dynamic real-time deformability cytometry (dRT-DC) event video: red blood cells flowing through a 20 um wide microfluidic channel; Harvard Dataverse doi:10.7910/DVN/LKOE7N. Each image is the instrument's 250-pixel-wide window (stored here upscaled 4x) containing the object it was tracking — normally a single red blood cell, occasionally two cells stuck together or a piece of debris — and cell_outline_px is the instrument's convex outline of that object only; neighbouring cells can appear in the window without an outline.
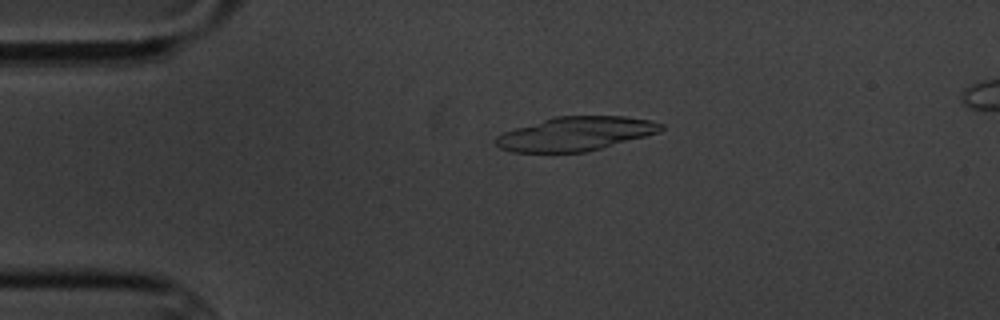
{"species": "common noctule bat (a hibernating species)", "species_latin": "Nyctalus noctula", "temperature_condition": "cold", "stored_images_in_passage": 6, "segment_of_instrument_passage": [1, 2], "camera_frame_rate_fps": 3000, "um_per_image_px": 0.085, "animal": {"sex": "male", "body_mass_g": 20.1, "forearm_length_mm": 53.5}, "frame": {"image": 1, "passage_image": 4, "time_ms": 3.667, "image_size_px": [1000, 320], "cell_outline_px": [[664, 128], [660, 132], [588, 152], [512, 152], [500, 148], [496, 144], [496, 136], [504, 132], [516, 128], [556, 116], [624, 116], [652, 120], [664, 124]], "centroid_in_image_um": [48.97, 11.37], "position_along_channel_um": 36.0, "area_um2": 32.6}}